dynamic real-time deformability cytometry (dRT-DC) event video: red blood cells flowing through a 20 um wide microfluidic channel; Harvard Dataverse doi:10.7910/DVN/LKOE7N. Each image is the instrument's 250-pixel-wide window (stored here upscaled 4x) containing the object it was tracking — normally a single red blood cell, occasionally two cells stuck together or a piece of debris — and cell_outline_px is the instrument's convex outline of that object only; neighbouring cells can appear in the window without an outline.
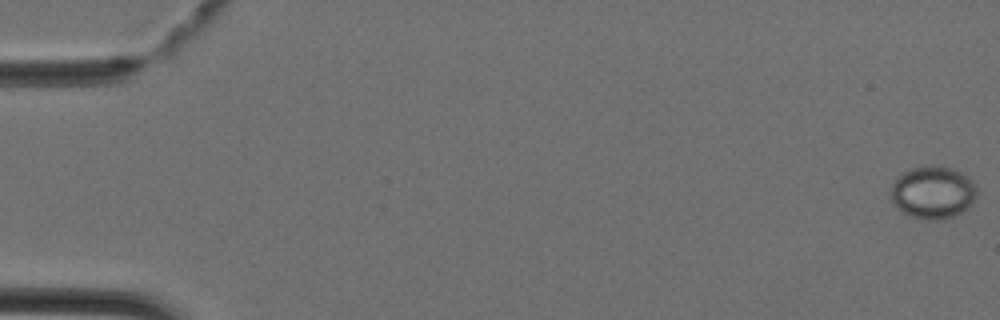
{"species": "Egyptian fruit bat (a non-hibernating species)", "species_latin": "Rousettus aegyptiacus", "temperature_condition": "cold", "stored_images_in_passage": 45, "camera_frame_rate_fps": 3000, "um_per_image_px": 0.085, "animal": {"sex": "female"}, "frame": {"image": 1, "passage_image": 1, "time_ms": 0.0, "image_size_px": [1000, 320], "cell_outline_px": [[976, 200], [972, 204], [960, 212], [944, 220], [928, 220], [908, 216], [900, 212], [892, 204], [892, 184], [900, 172], [912, 168], [932, 164], [952, 168], [968, 176], [976, 184]], "centroid_in_image_um": [79.28, 16.35], "position_along_channel_um": 5.7, "area_um2": 26.88}}
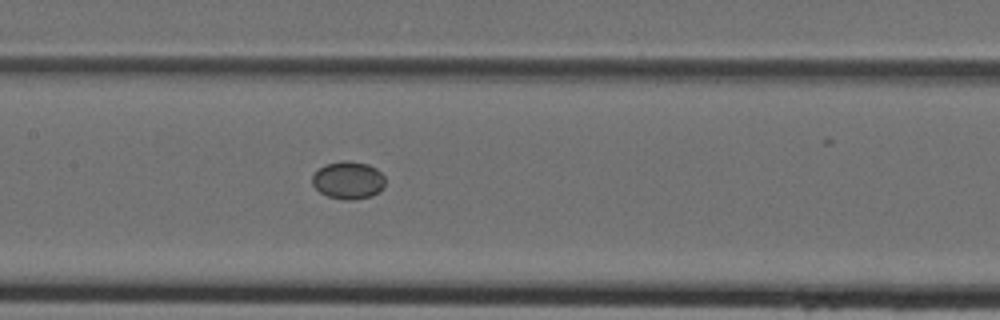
{"frame": {"image": 2, "passage_image": 22, "time_ms": 7.0, "image_size_px": [1000, 320], "cell_outline_px": [[384, 188], [380, 192], [372, 196], [352, 200], [344, 200], [328, 196], [320, 192], [312, 184], [312, 176], [324, 164], [344, 160], [348, 160], [368, 164], [376, 168], [384, 176]], "centroid_in_image_um": [29.62, 15.32], "position_along_channel_um": 177.8, "area_um2": 16.13}}
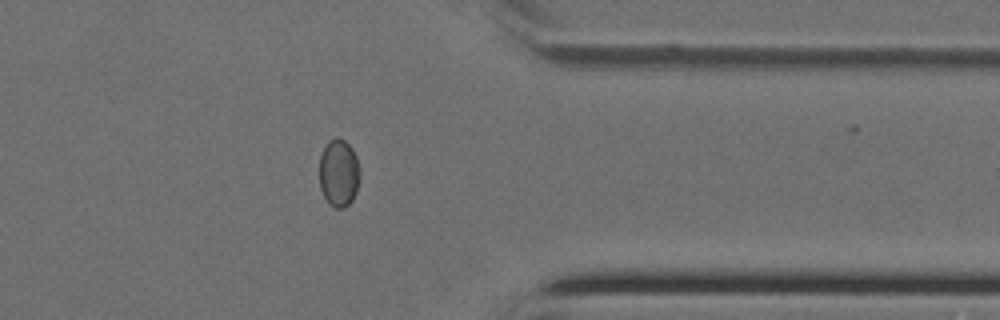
{"frame": {"image": 3, "passage_image": 36, "time_ms": 11.667, "image_size_px": [1000, 320], "cell_outline_px": [[360, 172], [356, 192], [352, 200], [344, 208], [336, 208], [324, 196], [320, 188], [320, 156], [328, 140], [336, 136], [344, 140], [352, 148], [356, 156], [360, 168]], "centroid_in_image_um": [28.81, 14.67], "position_along_channel_um": 382.6, "area_um2": 15.9}}